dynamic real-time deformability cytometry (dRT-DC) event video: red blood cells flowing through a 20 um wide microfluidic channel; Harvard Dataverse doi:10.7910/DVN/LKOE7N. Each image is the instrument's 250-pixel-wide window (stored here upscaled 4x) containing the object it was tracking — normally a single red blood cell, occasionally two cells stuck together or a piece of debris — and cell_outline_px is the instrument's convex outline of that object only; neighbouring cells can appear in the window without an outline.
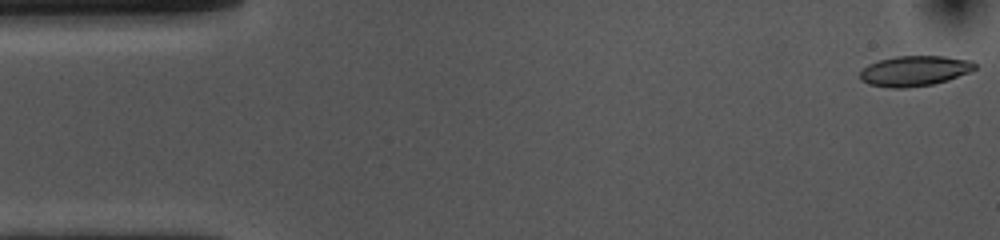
{"species": "common noctule bat (a hibernating species)", "species_latin": "Nyctalus noctula", "temperature_condition": "cold", "stored_images_in_passage": 8, "camera_frame_rate_fps": 3000, "um_per_image_px": 0.085, "animal": {"sex": "female", "body_mass_g": 10.0, "forearm_length_mm": 53.1}, "frame": {"image": 1, "passage_image": 1, "time_ms": 0.0, "image_size_px": [1000, 240], "cell_outline_px": [[976, 68], [968, 72], [948, 80], [932, 84], [904, 88], [892, 88], [868, 84], [860, 80], [860, 72], [868, 64], [880, 60], [896, 56], [944, 56], [972, 60], [976, 64]], "centroid_in_image_um": [77.73, 6.02], "position_along_channel_um": 7.3, "area_um2": 20.23}}